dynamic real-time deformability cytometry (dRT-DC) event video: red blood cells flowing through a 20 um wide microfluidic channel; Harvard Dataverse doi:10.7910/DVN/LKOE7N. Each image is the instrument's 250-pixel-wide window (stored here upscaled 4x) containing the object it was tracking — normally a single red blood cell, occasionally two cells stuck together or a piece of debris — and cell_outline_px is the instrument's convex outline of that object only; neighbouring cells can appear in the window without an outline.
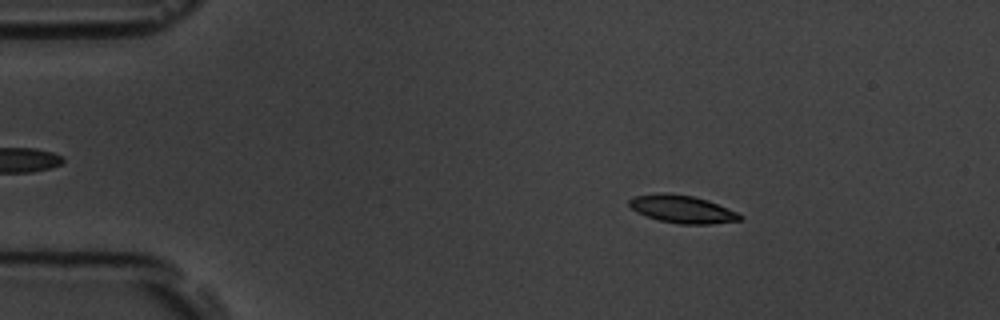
{"species": "common noctule bat (a hibernating species)", "species_latin": "Nyctalus noctula", "temperature_condition": "room temperature", "stored_images_in_passage": 54, "camera_frame_rate_fps": 3000, "um_per_image_px": 0.085, "animal": {"sex": "male", "body_mass_g": 19.5, "forearm_length_mm": 54.6}, "frame": {"image": 1, "passage_image": 9, "time_ms": 2.667, "image_size_px": [1000, 320], "cell_outline_px": [[744, 216], [740, 220], [708, 224], [680, 224], [660, 220], [636, 212], [628, 204], [628, 200], [632, 196], [660, 192], [668, 192], [692, 196], [708, 200], [736, 212]], "centroid_in_image_um": [57.94, 17.76], "position_along_channel_um": 27.1, "area_um2": 17.86}}
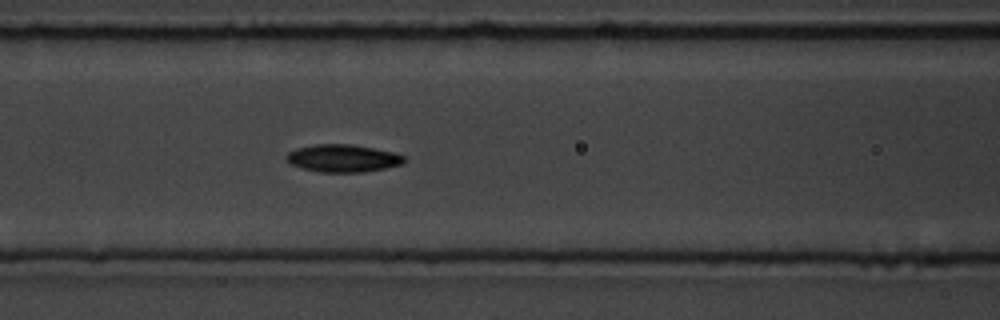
{"frame": {"image": 2, "passage_image": 23, "time_ms": 7.333, "image_size_px": [1000, 320], "cell_outline_px": [[404, 160], [400, 164], [384, 168], [364, 172], [320, 172], [300, 168], [292, 164], [284, 156], [288, 152], [296, 148], [316, 144], [352, 144], [392, 152], [404, 156]], "centroid_in_image_um": [29.09, 13.45], "position_along_channel_um": 137.5, "area_um2": 18.73}}
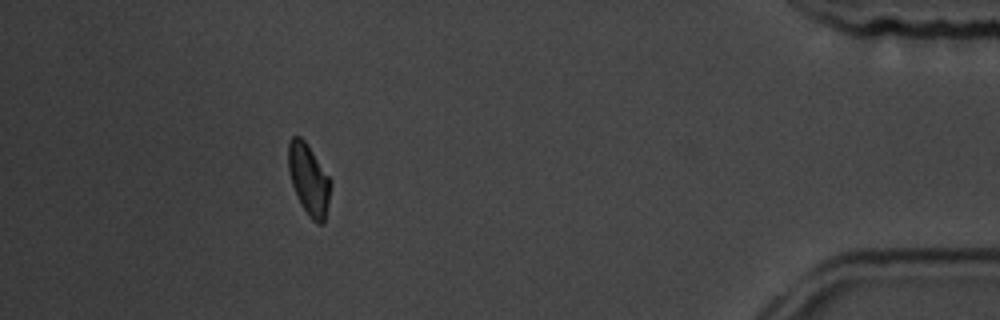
{"frame": {"image": 3, "passage_image": 49, "time_ms": 16.0, "image_size_px": [1000, 320], "cell_outline_px": [[332, 180], [328, 204], [324, 224], [316, 224], [308, 216], [300, 204], [292, 184], [288, 168], [288, 140], [292, 136], [300, 136], [304, 140]], "centroid_in_image_um": [26.25, 15.28], "position_along_channel_um": 409.0, "area_um2": 17.63}, "authors_computed_cell_mechanics": {"area_um2": 17.8602, "velocity_mm_per_s": 3.771, "shape_relaxation_time_tau1_ms": 3.2103, "shape_relaxation_time_tau2_ms": null, "deformation_change_tau1": 0.1217, "deformation_change_tau2": null}}